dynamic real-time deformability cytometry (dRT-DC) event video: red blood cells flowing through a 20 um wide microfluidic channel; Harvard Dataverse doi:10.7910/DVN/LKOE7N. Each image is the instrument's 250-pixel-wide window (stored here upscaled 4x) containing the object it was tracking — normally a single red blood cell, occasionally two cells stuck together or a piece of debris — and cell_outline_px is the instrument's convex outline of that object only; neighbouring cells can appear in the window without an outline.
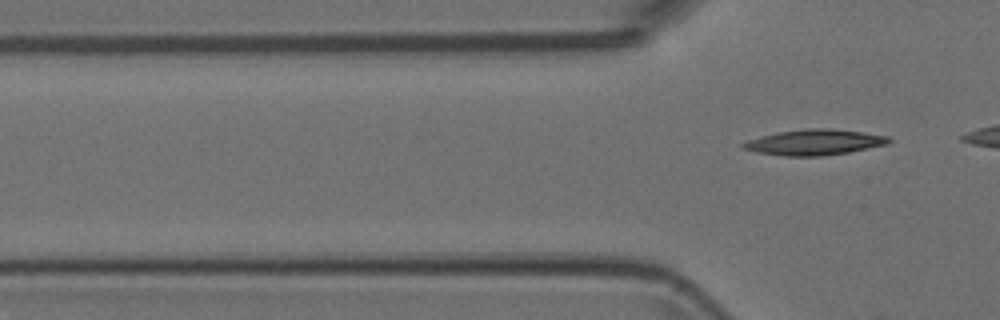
{"species": "Egyptian fruit bat (a non-hibernating species)", "species_latin": "Rousettus aegyptiacus", "temperature_condition": "room temperature", "stored_images_in_passage": 9, "segment_of_instrument_passage": [2, 2], "camera_frame_rate_fps": 3000, "um_per_image_px": 0.085, "animal": {"sex": "female"}, "frame": {"image": 1, "passage_image": 9, "time_ms": 2.667, "image_size_px": [1000, 320], "cell_outline_px": [[892, 140], [888, 144], [848, 152], [824, 156], [784, 156], [756, 152], [740, 148], [740, 144], [748, 140], [760, 136], [780, 132], [804, 128], [832, 128], [888, 136]], "centroid_in_image_um": [69.19, 12.09], "position_along_channel_um": 56.6, "area_um2": 21.79}}